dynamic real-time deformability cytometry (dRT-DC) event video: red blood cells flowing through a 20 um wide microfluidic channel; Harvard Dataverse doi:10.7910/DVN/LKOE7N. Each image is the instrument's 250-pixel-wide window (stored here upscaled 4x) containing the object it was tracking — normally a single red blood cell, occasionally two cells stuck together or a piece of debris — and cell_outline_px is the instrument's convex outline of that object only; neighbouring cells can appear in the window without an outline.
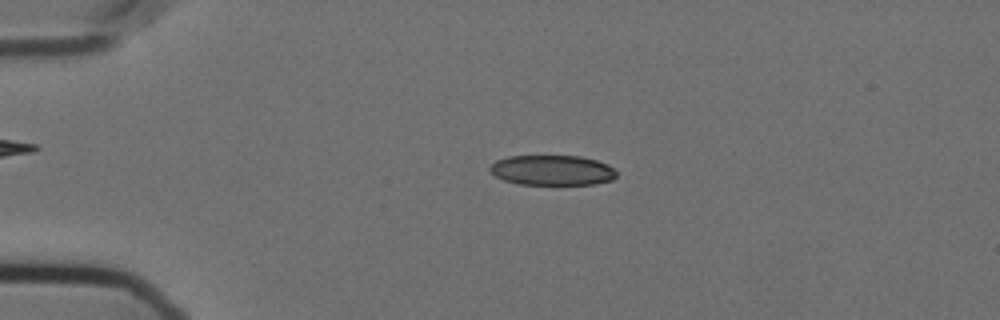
{"species": "Egyptian fruit bat (a non-hibernating species)", "species_latin": "Rousettus aegyptiacus", "temperature_condition": "cold", "stored_images_in_passage": 56, "camera_frame_rate_fps": 3000, "um_per_image_px": 0.085, "animal": {"sex": "female"}, "frame": {"image": 1, "passage_image": 13, "time_ms": 4.0, "image_size_px": [1000, 320], "cell_outline_px": [[616, 176], [612, 180], [596, 184], [520, 184], [504, 180], [496, 176], [488, 168], [496, 160], [508, 156], [580, 156], [596, 160], [608, 164], [616, 172]], "centroid_in_image_um": [46.94, 14.46], "position_along_channel_um": 38.1, "area_um2": 22.14}}
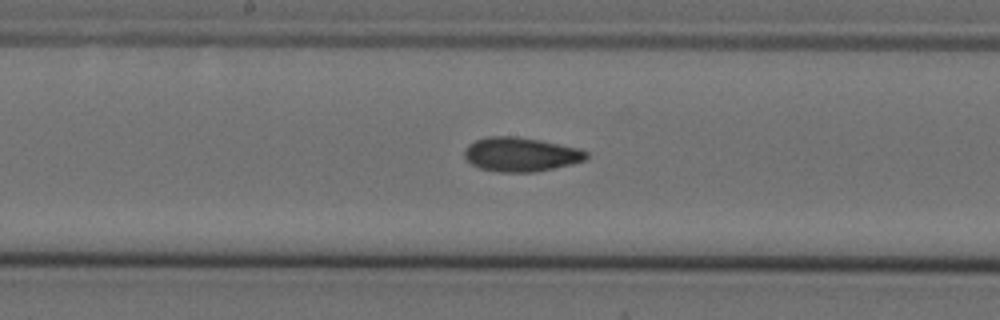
{"frame": {"image": 2, "passage_image": 30, "time_ms": 9.667, "image_size_px": [1000, 320], "cell_outline_px": [[588, 156], [584, 160], [572, 164], [536, 172], [500, 172], [480, 168], [472, 164], [464, 156], [464, 152], [468, 144], [476, 140], [488, 136], [512, 136], [540, 140], [580, 148], [588, 152]], "centroid_in_image_um": [44.28, 13.12], "position_along_channel_um": 203.9, "area_um2": 24.22}}
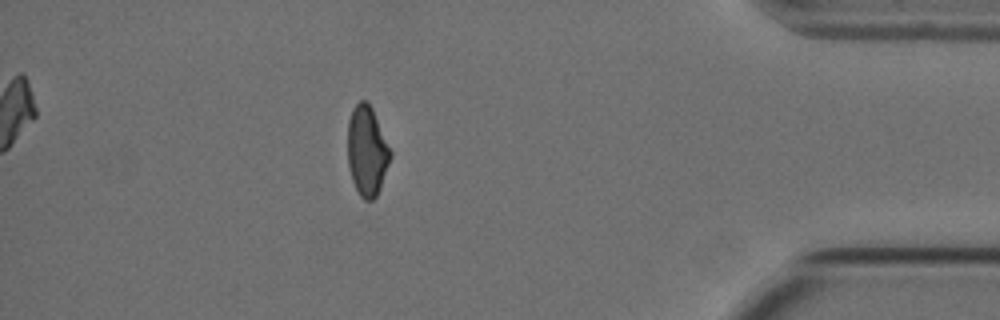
{"frame": {"image": 3, "passage_image": 50, "time_ms": 16.333, "image_size_px": [1000, 320], "cell_outline_px": [[392, 156], [380, 188], [376, 196], [372, 200], [364, 200], [360, 196], [352, 180], [348, 164], [348, 120], [352, 108], [360, 100], [364, 100], [372, 108], [392, 152]], "centroid_in_image_um": [31.19, 12.83], "position_along_channel_um": 404.0, "area_um2": 22.31}, "authors_computed_cell_mechanics": {"area_um2": 23.2645, "velocity_mm_per_s": 3.5885, "shape_relaxation_time_tau1_ms": 10.3628, "shape_relaxation_time_tau2_ms": 3.1321, "deformation_change_tau1": 0.2034, "deformation_change_tau2": 0.0874}}